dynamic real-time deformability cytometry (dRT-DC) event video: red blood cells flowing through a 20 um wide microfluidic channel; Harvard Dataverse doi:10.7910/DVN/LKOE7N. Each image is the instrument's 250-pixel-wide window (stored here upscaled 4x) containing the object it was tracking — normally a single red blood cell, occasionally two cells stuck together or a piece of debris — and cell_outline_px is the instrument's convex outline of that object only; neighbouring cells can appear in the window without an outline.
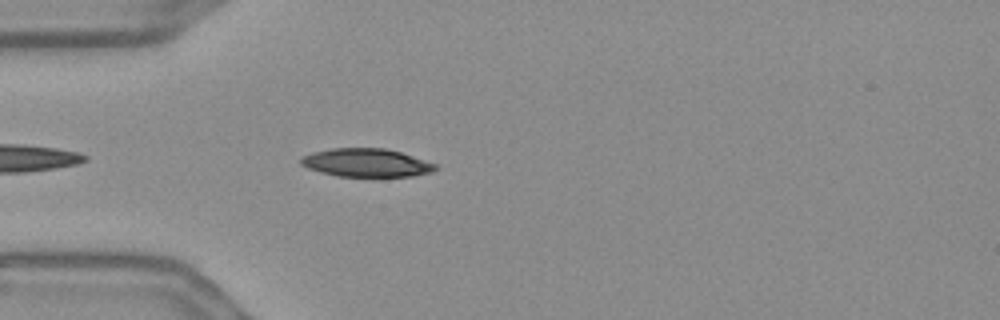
{"species": "Egyptian fruit bat (a non-hibernating species)", "species_latin": "Rousettus aegyptiacus", "temperature_condition": "warm", "stored_images_in_passage": 28, "camera_frame_rate_fps": 3000, "um_per_image_px": 0.085, "frame": {"image": 1, "passage_image": 4, "time_ms": 1.0, "image_size_px": [1000, 320], "cell_outline_px": [[440, 168], [432, 172], [412, 176], [336, 176], [320, 172], [308, 168], [300, 164], [300, 156], [312, 152], [332, 148], [384, 148], [400, 152], [436, 164]], "centroid_in_image_um": [31.11, 13.83], "position_along_channel_um": 53.9, "area_um2": 22.2}}
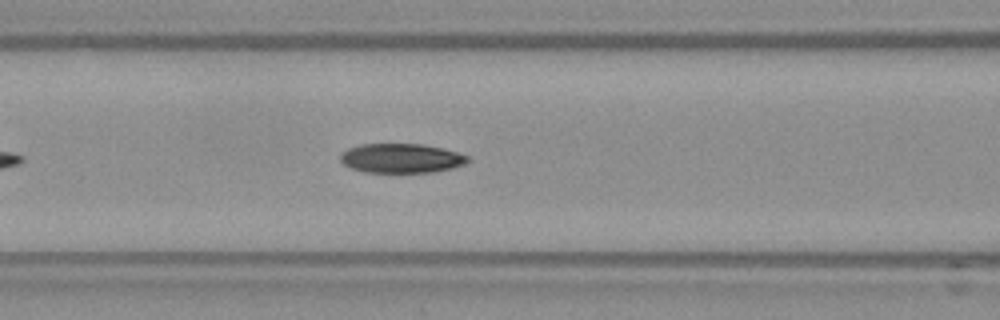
{"frame": {"image": 2, "passage_image": 11, "time_ms": 3.333, "image_size_px": [1000, 320], "cell_outline_px": [[472, 160], [464, 164], [452, 168], [432, 172], [364, 172], [352, 168], [344, 164], [340, 160], [340, 152], [348, 148], [360, 144], [424, 144], [472, 156]], "centroid_in_image_um": [34.12, 13.44], "position_along_channel_um": 132.5, "area_um2": 21.91}}
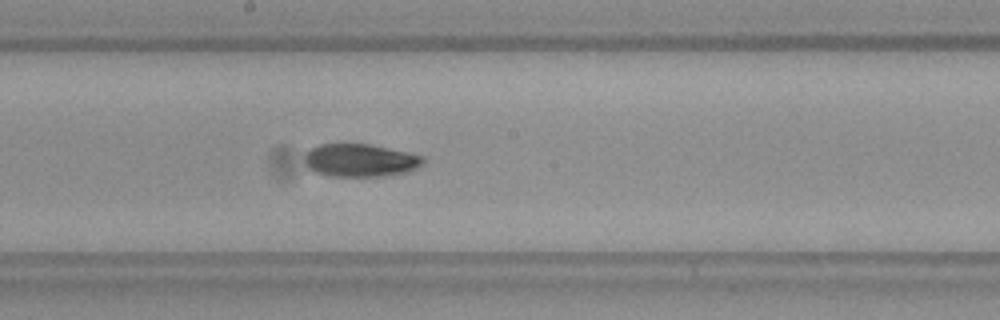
{"frame": {"image": 3, "passage_image": 18, "time_ms": 5.667, "image_size_px": [1000, 320], "cell_outline_px": [[424, 164], [408, 172], [384, 176], [332, 176], [316, 172], [308, 168], [304, 160], [304, 156], [312, 148], [320, 144], [368, 144], [408, 152], [424, 156]], "centroid_in_image_um": [30.65, 13.63], "position_along_channel_um": 217.6, "area_um2": 22.66}}